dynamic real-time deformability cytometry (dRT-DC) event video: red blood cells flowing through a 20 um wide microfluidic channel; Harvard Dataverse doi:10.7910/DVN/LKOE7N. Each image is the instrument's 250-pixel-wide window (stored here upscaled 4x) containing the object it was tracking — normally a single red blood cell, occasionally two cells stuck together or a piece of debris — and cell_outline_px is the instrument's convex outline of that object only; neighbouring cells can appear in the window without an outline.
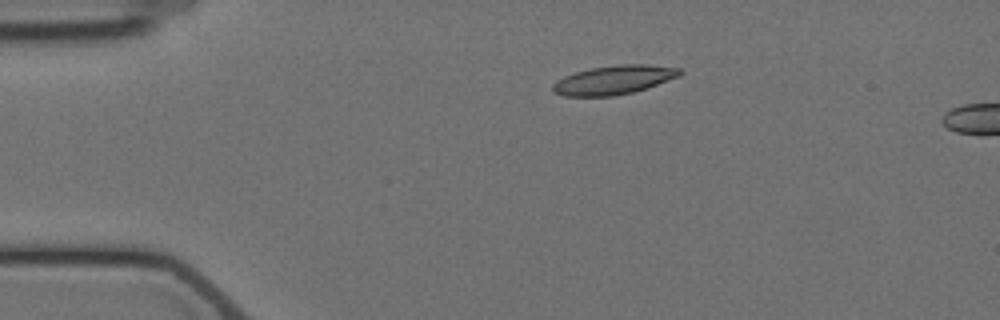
{"species": "Egyptian fruit bat (a non-hibernating species)", "species_latin": "Rousettus aegyptiacus", "temperature_condition": "cold", "stored_images_in_passage": 2, "camera_frame_rate_fps": 3000, "um_per_image_px": 0.085, "animal": {"sex": "female"}, "frame": {"image": 1, "passage_image": 1, "time_ms": 0.0, "image_size_px": [1000, 320], "cell_outline_px": [[684, 72], [680, 76], [632, 92], [612, 96], [564, 96], [552, 92], [552, 84], [556, 80], [564, 76], [576, 72], [592, 68], [620, 64], [648, 64], [680, 68]], "centroid_in_image_um": [52.16, 6.79], "position_along_channel_um": 32.8, "area_um2": 21.33}}